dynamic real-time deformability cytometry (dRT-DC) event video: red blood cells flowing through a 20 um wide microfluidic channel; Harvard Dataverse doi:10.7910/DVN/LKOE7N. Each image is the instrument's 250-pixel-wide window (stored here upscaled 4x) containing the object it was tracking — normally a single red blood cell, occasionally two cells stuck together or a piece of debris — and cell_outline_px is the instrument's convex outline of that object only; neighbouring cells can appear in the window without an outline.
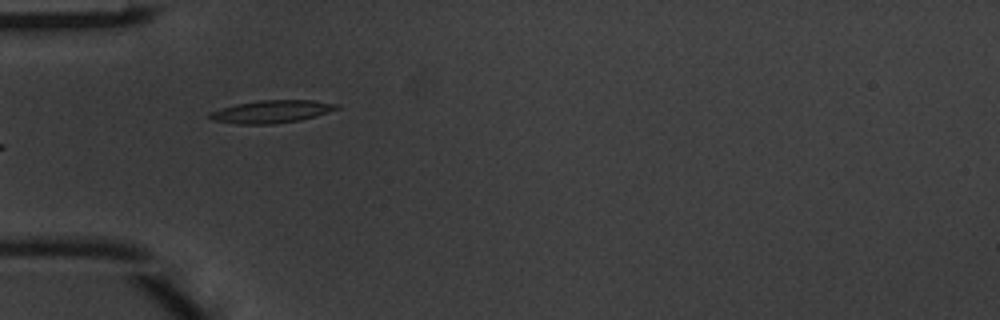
{"species": "common noctule bat (a hibernating species)", "species_latin": "Nyctalus noctula", "temperature_condition": "warm", "stored_images_in_passage": 6, "camera_frame_rate_fps": 3000, "um_per_image_px": 0.085, "animal": {"sex": "male", "body_mass_g": 20.1, "forearm_length_mm": 53.5}, "frame": {"image": 1, "passage_image": 5, "time_ms": 1.333, "image_size_px": [1000, 320], "cell_outline_px": [[340, 108], [316, 116], [300, 120], [272, 124], [236, 124], [212, 120], [208, 116], [208, 112], [220, 108], [236, 104], [260, 100], [312, 100], [340, 104]], "centroid_in_image_um": [23.07, 9.48], "position_along_channel_um": 61.9, "area_um2": 16.88}}